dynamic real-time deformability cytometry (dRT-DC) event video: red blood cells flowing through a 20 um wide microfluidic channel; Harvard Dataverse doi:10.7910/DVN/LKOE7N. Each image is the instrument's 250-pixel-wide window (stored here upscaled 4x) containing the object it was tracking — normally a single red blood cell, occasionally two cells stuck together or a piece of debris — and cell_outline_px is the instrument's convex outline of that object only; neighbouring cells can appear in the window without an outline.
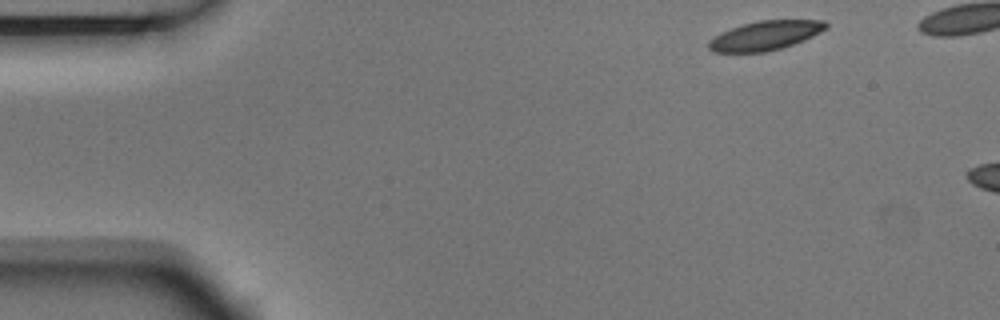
{"species": "Egyptian fruit bat (a non-hibernating species)", "species_latin": "Rousettus aegyptiacus", "temperature_condition": "room temperature", "stored_images_in_passage": 3, "camera_frame_rate_fps": 3000, "um_per_image_px": 0.085, "animal": {"sex": "male"}, "frame": {"image": 1, "passage_image": 1, "time_ms": 0.0, "image_size_px": [1000, 320], "cell_outline_px": [[828, 28], [804, 40], [784, 48], [764, 52], [712, 52], [708, 48], [708, 40], [720, 32], [744, 24], [760, 20], [824, 20], [828, 24]], "centroid_in_image_um": [65.04, 3.03], "position_along_channel_um": 20.0, "area_um2": 20.06}}